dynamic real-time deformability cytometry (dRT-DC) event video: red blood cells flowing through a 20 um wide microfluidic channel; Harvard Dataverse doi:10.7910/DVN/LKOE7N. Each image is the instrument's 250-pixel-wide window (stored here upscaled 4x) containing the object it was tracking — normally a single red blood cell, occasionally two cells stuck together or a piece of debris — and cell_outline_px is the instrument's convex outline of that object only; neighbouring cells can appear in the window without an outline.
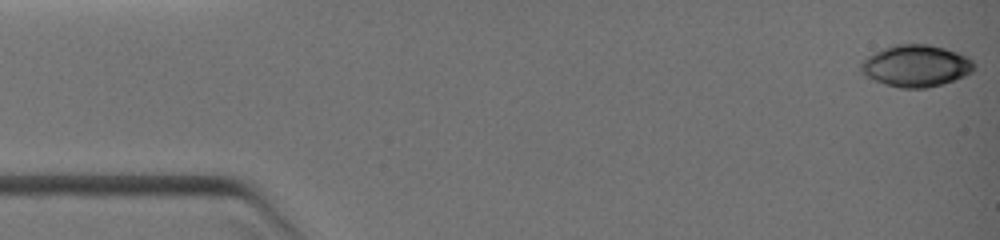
{"species": "common noctule bat (a hibernating species)", "species_latin": "Nyctalus noctula", "temperature_condition": "warm", "stored_images_in_passage": 15, "camera_frame_rate_fps": 3000, "um_per_image_px": 0.085, "animal": {"sex": "female", "body_mass_g": 19.0, "forearm_length_mm": 51.5}, "frame": {"image": 1, "passage_image": 1, "time_ms": 0.0, "image_size_px": [1000, 240], "cell_outline_px": [[976, 64], [972, 72], [964, 76], [944, 84], [928, 88], [900, 88], [884, 84], [860, 72], [860, 64], [868, 56], [884, 48], [900, 44], [928, 44], [944, 48], [956, 52], [972, 60]], "centroid_in_image_um": [77.88, 5.61], "position_along_channel_um": 7.1, "area_um2": 27.4}}
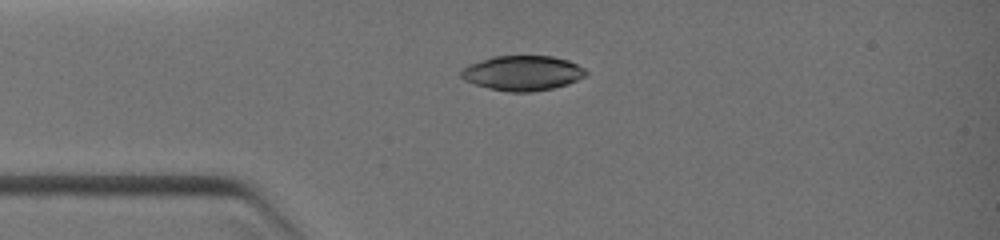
{"frame": {"image": 2, "passage_image": 12, "time_ms": 2.667, "image_size_px": [1000, 240], "cell_outline_px": [[588, 72], [584, 76], [568, 84], [552, 88], [532, 92], [508, 92], [488, 88], [464, 80], [460, 76], [460, 68], [468, 64], [492, 56], [552, 56], [568, 60], [584, 68]], "centroid_in_image_um": [44.37, 6.21], "position_along_channel_um": 40.6, "area_um2": 25.49}}
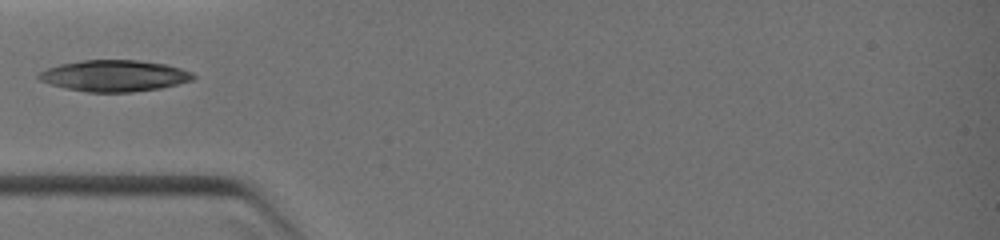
{"frame": {"image": 3, "passage_image": 14, "time_ms": 3.667, "image_size_px": [1000, 240], "cell_outline_px": [[196, 76], [192, 80], [160, 88], [132, 92], [88, 92], [64, 88], [40, 80], [36, 76], [40, 72], [48, 68], [60, 64], [80, 60], [140, 60], [168, 64], [192, 72]], "centroid_in_image_um": [9.73, 6.43], "position_along_channel_um": 75.3, "area_um2": 28.21}}